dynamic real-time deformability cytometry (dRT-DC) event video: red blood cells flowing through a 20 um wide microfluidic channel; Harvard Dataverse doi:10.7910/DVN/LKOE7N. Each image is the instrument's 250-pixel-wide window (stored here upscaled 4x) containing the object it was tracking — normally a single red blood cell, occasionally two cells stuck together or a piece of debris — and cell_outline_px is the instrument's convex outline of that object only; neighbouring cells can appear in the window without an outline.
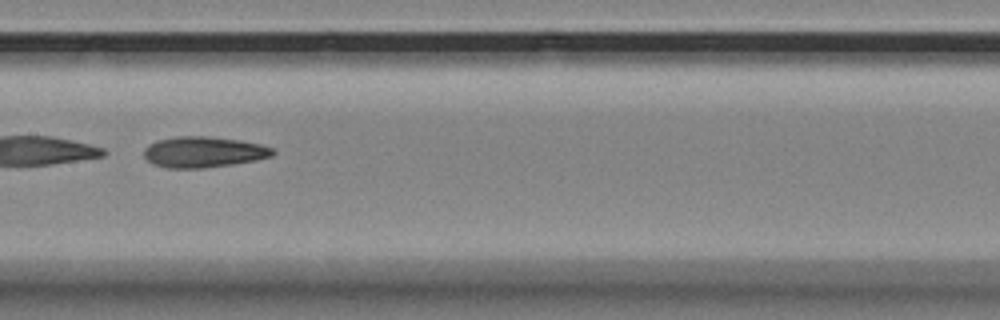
{"species": "Egyptian fruit bat (a non-hibernating species)", "species_latin": "Rousettus aegyptiacus", "temperature_condition": "room temperature", "stored_images_in_passage": 39, "camera_frame_rate_fps": 3000, "um_per_image_px": 0.085, "animal": {"sex": "female"}, "frame": {"image": 1, "passage_image": 12, "time_ms": 3.667, "image_size_px": [1000, 320], "cell_outline_px": [[276, 152], [272, 156], [256, 160], [232, 164], [204, 168], [164, 168], [152, 164], [144, 156], [144, 148], [148, 144], [156, 140], [176, 136], [208, 136], [240, 140], [260, 144], [272, 148]], "centroid_in_image_um": [17.27, 12.92], "position_along_channel_um": 190.1, "area_um2": 23.35}, "authors_computed_cell_mechanics": {"area_um2": 23.4668, "velocity_mm_per_s": 3.5284, "shape_relaxation_time_tau1_ms": 7.1996, "shape_relaxation_time_tau2_ms": 5.6185, "deformation_change_tau1": 0.1467, "deformation_change_tau2": 0.1425}}